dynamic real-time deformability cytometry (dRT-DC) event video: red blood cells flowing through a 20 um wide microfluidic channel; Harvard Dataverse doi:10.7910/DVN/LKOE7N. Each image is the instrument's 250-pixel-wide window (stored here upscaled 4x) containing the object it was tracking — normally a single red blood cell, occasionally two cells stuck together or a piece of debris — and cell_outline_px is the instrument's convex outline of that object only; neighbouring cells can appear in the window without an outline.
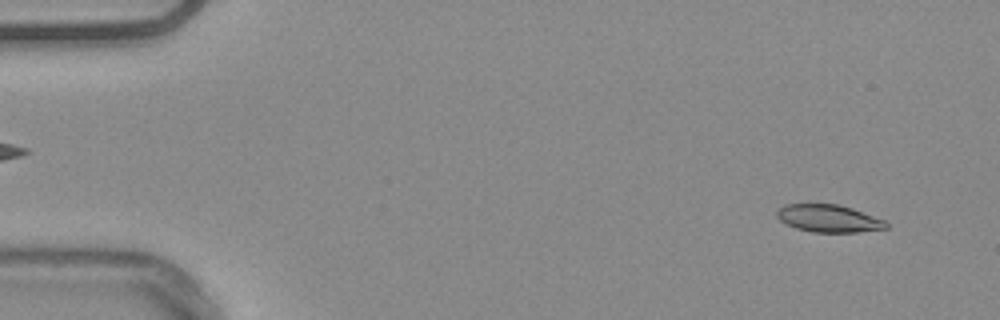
{"species": "common noctule bat (a hibernating species)", "species_latin": "Nyctalus noctula", "temperature_condition": "warm", "stored_images_in_passage": 54, "camera_frame_rate_fps": 3000, "um_per_image_px": 0.085, "animal": {"sex": "male", "body_mass_g": 20.4}, "frame": {"image": 1, "passage_image": 4, "time_ms": 1.0, "image_size_px": [1000, 320], "cell_outline_px": [[888, 228], [856, 232], [812, 232], [796, 228], [780, 220], [776, 216], [776, 212], [784, 204], [836, 204], [852, 208], [884, 220], [888, 224]], "centroid_in_image_um": [70.43, 18.56], "position_along_channel_um": 14.6, "area_um2": 17.34}}
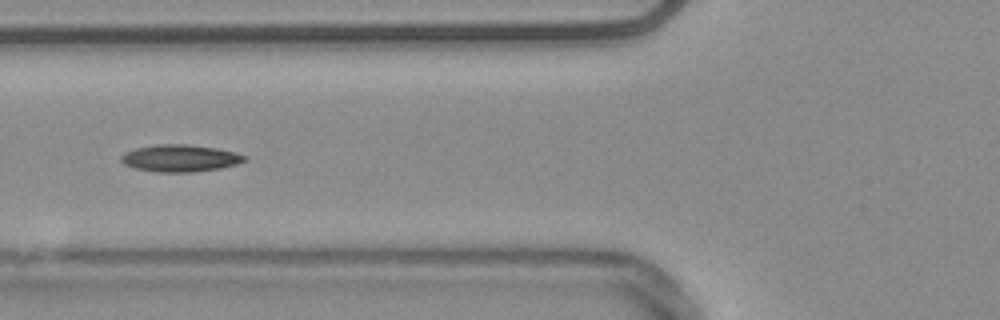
{"frame": {"image": 2, "passage_image": 21, "time_ms": 6.667, "image_size_px": [1000, 320], "cell_outline_px": [[248, 160], [236, 164], [220, 168], [192, 172], [156, 172], [136, 168], [124, 164], [120, 160], [120, 156], [124, 152], [136, 148], [160, 144], [188, 144], [216, 148], [236, 152], [248, 156]], "centroid_in_image_um": [15.33, 13.44], "position_along_channel_um": 110.5, "area_um2": 19.54}}
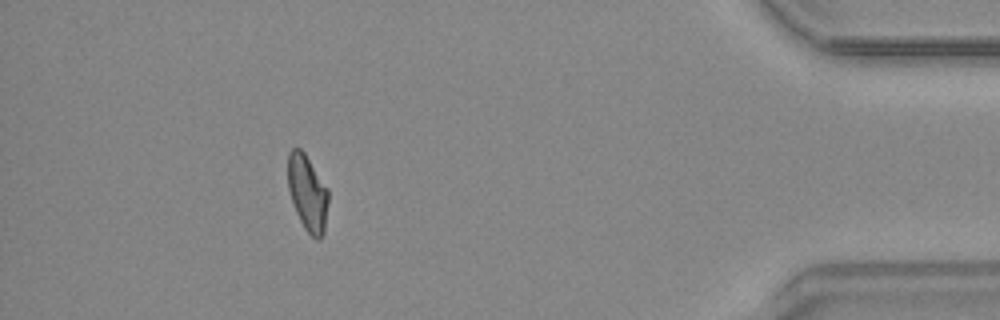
{"frame": {"image": 3, "passage_image": 49, "time_ms": 16.0, "image_size_px": [1000, 320], "cell_outline_px": [[328, 204], [324, 232], [320, 240], [316, 240], [304, 228], [296, 212], [288, 188], [288, 152], [292, 148], [300, 148], [304, 152], [328, 188]], "centroid_in_image_um": [26.15, 16.4], "position_along_channel_um": 409.1, "area_um2": 17.92}, "authors_computed_cell_mechanics": {"area_um2": 18.1492, "velocity_mm_per_s": 3.761, "shape_relaxation_time_tau1_ms": null, "shape_relaxation_time_tau2_ms": 3.8351, "deformation_change_tau1": null, "deformation_change_tau2": 0.0878}}